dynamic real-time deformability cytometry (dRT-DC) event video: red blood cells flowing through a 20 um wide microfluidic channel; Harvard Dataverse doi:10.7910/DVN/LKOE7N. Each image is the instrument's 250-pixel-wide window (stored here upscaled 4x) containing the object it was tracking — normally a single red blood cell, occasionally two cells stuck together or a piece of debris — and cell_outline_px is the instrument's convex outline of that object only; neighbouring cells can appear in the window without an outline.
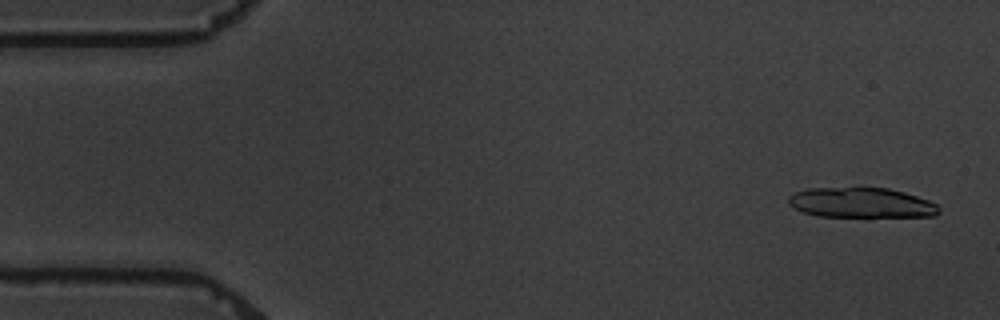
{"species": "common noctule bat (a hibernating species)", "species_latin": "Nyctalus noctula", "temperature_condition": "warm", "stored_images_in_passage": 5, "camera_frame_rate_fps": 3000, "um_per_image_px": 0.085, "animal": {"sex": "male", "body_mass_g": 19.5, "forearm_length_mm": 54.6}, "frame": {"image": 1, "passage_image": 1, "time_ms": 0.0, "image_size_px": [1000, 320], "cell_outline_px": [[940, 212], [936, 216], [816, 216], [804, 212], [788, 204], [788, 196], [796, 192], [808, 188], [888, 188], [904, 192], [928, 200], [936, 204], [940, 208]], "centroid_in_image_um": [73.21, 17.23], "position_along_channel_um": 11.8, "area_um2": 26.13}}